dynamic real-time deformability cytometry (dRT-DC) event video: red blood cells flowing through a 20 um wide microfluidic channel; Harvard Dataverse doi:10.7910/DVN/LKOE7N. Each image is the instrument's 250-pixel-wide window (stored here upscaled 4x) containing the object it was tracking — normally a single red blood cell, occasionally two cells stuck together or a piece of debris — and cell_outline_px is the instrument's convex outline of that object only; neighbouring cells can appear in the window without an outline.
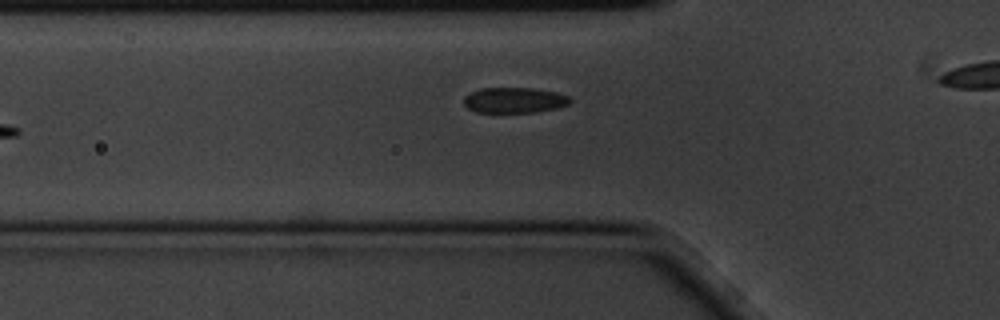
{"species": "common noctule bat (a hibernating species)", "species_latin": "Nyctalus noctula", "temperature_condition": "cold", "stored_images_in_passage": 4, "camera_frame_rate_fps": 3000, "um_per_image_px": 0.085, "animal": {"sex": "male", "body_mass_g": 20.1, "forearm_length_mm": 53.5}, "frame": {"image": 1, "passage_image": 4, "time_ms": 1.0, "image_size_px": [1000, 320], "cell_outline_px": [[572, 100], [568, 104], [556, 108], [536, 112], [476, 112], [468, 108], [464, 104], [464, 96], [480, 88], [532, 88], [556, 92], [568, 96]], "centroid_in_image_um": [43.71, 8.51], "position_along_channel_um": 82.1, "area_um2": 15.72}}